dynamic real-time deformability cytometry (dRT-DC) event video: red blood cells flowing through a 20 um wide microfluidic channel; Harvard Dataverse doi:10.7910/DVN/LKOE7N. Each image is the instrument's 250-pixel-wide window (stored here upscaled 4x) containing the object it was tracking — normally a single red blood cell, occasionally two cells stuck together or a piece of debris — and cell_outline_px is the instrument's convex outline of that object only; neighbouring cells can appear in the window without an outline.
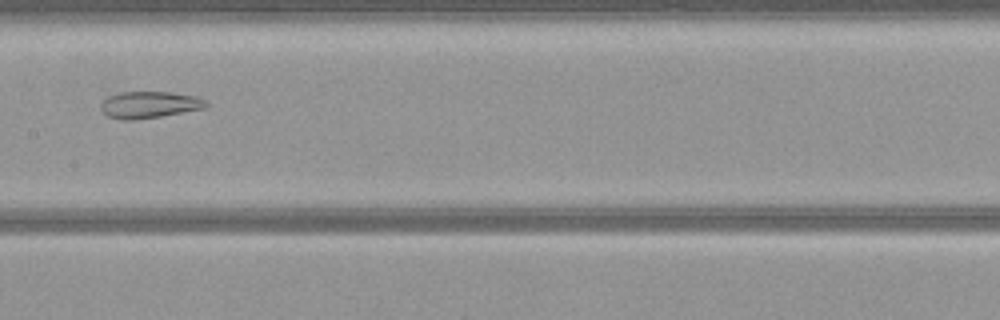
{"species": "common noctule bat (a hibernating species)", "species_latin": "Nyctalus noctula", "temperature_condition": "warm", "stored_images_in_passage": 37, "camera_frame_rate_fps": 3000, "um_per_image_px": 0.085, "animal": {"sex": "female", "body_mass_g": 21.9}, "frame": {"image": 1, "passage_image": 11, "time_ms": 3.333, "image_size_px": [1000, 320], "cell_outline_px": [[208, 108], [160, 116], [132, 120], [120, 120], [108, 116], [100, 108], [100, 104], [108, 96], [120, 92], [172, 92], [196, 96], [208, 100]], "centroid_in_image_um": [12.74, 8.9], "position_along_channel_um": 194.7, "area_um2": 16.53}}